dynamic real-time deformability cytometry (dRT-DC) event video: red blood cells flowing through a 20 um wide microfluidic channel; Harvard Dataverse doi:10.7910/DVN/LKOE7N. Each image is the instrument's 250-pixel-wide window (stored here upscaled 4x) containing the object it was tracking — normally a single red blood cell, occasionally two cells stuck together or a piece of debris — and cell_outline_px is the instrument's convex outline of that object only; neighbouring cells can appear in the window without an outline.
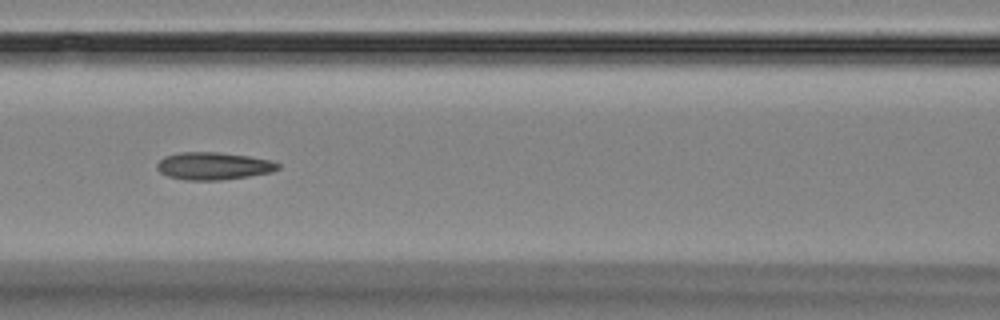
{"species": "Egyptian fruit bat (a non-hibernating species)", "species_latin": "Rousettus aegyptiacus", "temperature_condition": "room temperature", "stored_images_in_passage": 7, "camera_frame_rate_fps": 3000, "um_per_image_px": 0.085, "animal": {"sex": "female"}, "frame": {"image": 1, "passage_image": 7, "time_ms": 7.333, "image_size_px": [1000, 320], "cell_outline_px": [[280, 168], [272, 172], [248, 176], [220, 180], [184, 180], [168, 176], [160, 172], [156, 168], [156, 164], [164, 156], [180, 152], [216, 152], [248, 156], [272, 160], [280, 164]], "centroid_in_image_um": [18.14, 14.1], "position_along_channel_um": 148.5, "area_um2": 19.42}}